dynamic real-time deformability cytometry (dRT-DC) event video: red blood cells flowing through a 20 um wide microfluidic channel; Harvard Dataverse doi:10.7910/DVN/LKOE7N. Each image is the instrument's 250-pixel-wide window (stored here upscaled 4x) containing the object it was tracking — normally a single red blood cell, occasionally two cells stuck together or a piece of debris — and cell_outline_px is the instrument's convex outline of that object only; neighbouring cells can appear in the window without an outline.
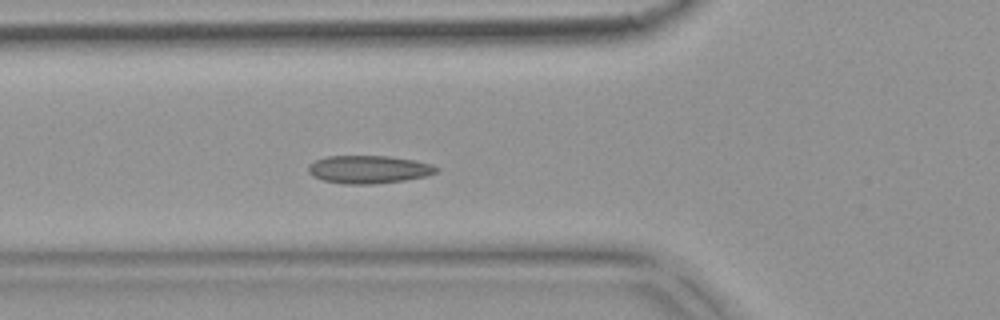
{"species": "common noctule bat (a hibernating species)", "species_latin": "Nyctalus noctula", "temperature_condition": "warm", "stored_images_in_passage": 55, "camera_frame_rate_fps": 3000, "um_per_image_px": 0.085, "animal": {"sex": "female", "body_mass_g": 18.4}, "frame": {"image": 1, "passage_image": 19, "time_ms": 6.0, "image_size_px": [1000, 320], "cell_outline_px": [[440, 172], [428, 176], [404, 180], [372, 184], [344, 184], [324, 180], [312, 176], [308, 172], [308, 164], [324, 156], [388, 156], [416, 160], [432, 164], [440, 168]], "centroid_in_image_um": [31.38, 14.39], "position_along_channel_um": 94.4, "area_um2": 21.1}}
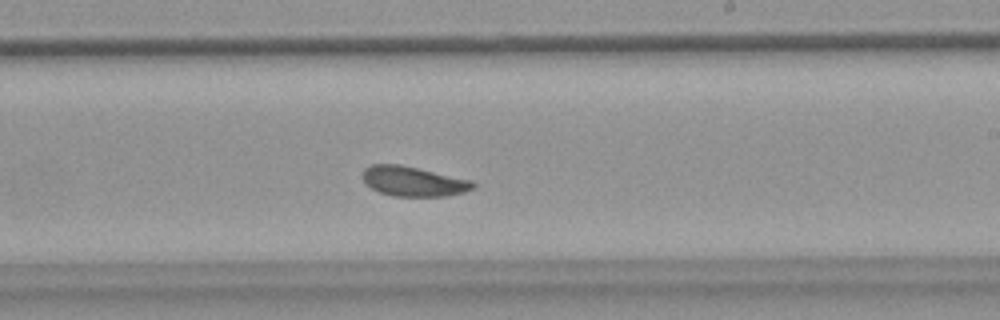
{"frame": {"image": 2, "passage_image": 32, "time_ms": 10.333, "image_size_px": [1000, 320], "cell_outline_px": [[476, 188], [464, 192], [448, 196], [392, 196], [380, 192], [364, 184], [360, 176], [364, 168], [372, 164], [400, 164], [472, 180], [476, 184]], "centroid_in_image_um": [35.11, 15.41], "position_along_channel_um": 253.9, "area_um2": 19.48}}
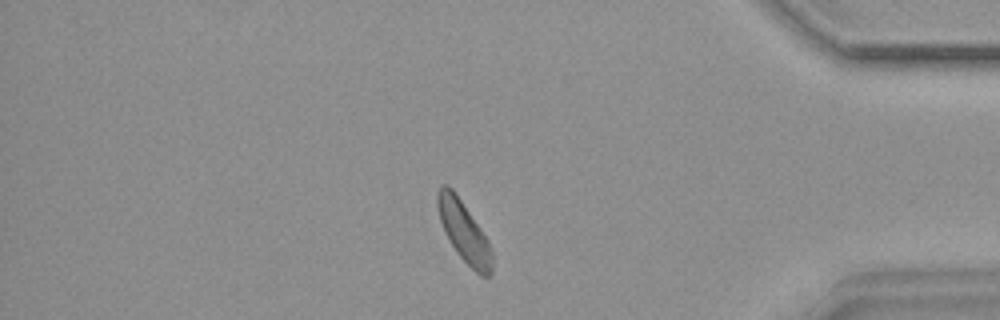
{"frame": {"image": 3, "passage_image": 46, "time_ms": 15.0, "image_size_px": [1000, 320], "cell_outline_px": [[492, 276], [480, 276], [456, 252], [444, 232], [440, 220], [436, 204], [436, 192], [440, 184], [448, 184], [452, 188], [488, 240], [492, 248]], "centroid_in_image_um": [39.42, 19.68], "position_along_channel_um": 395.8, "area_um2": 19.19}, "authors_computed_cell_mechanics": {"area_um2": 19.8832, "velocity_mm_per_s": 3.6932, "shape_relaxation_time_tau1_ms": 2.0091, "shape_relaxation_time_tau2_ms": 1.9237, "deformation_change_tau1": 0.0917, "deformation_change_tau2": 0.0739}}